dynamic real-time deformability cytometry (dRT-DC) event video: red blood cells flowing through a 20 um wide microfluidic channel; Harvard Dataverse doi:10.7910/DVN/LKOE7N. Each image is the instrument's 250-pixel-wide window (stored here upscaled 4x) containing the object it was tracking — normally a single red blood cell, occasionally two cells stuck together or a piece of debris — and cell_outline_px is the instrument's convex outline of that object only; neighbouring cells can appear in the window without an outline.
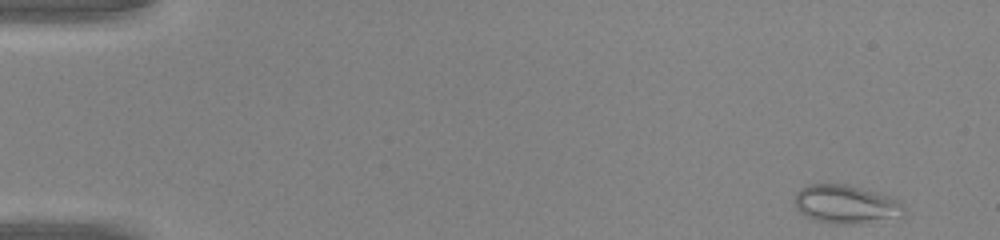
{"species": "common noctule bat (a hibernating species)", "species_latin": "Nyctalus noctula", "temperature_condition": "warm", "stored_images_in_passage": 44, "camera_frame_rate_fps": 3000, "um_per_image_px": 0.085, "animal": {"sex": "male", "body_mass_g": 20.0, "forearm_length_mm": 53.3}, "frame": {"image": 1, "passage_image": 1, "time_ms": 0.0, "image_size_px": [1000, 240], "cell_outline_px": [[904, 212], [900, 216], [860, 224], [836, 224], [816, 220], [804, 216], [796, 208], [792, 200], [796, 192], [800, 188], [808, 184], [848, 184], [888, 196], [900, 200], [904, 208]], "centroid_in_image_um": [71.84, 17.36], "position_along_channel_um": 13.2, "area_um2": 24.68}}
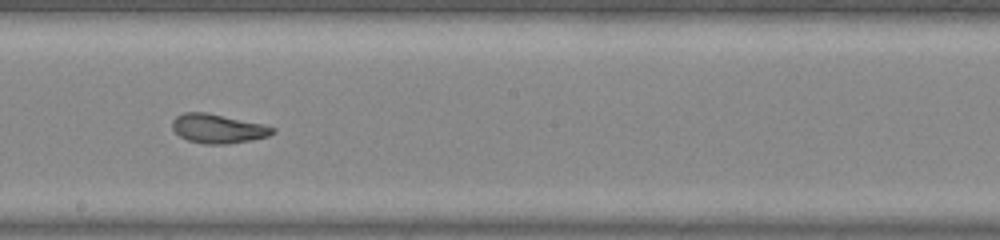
{"frame": {"image": 2, "passage_image": 25, "time_ms": 8.0, "image_size_px": [1000, 240], "cell_outline_px": [[276, 132], [268, 136], [252, 140], [228, 144], [204, 144], [188, 140], [180, 136], [172, 128], [172, 120], [176, 116], [184, 112], [204, 112], [264, 124], [276, 128]], "centroid_in_image_um": [18.54, 10.93], "position_along_channel_um": 229.7, "area_um2": 17.05}}
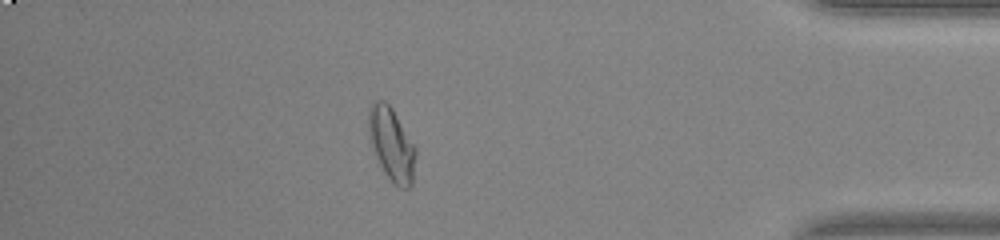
{"frame": {"image": 3, "passage_image": 39, "time_ms": 12.667, "image_size_px": [1000, 240], "cell_outline_px": [[416, 156], [412, 184], [408, 188], [400, 188], [392, 184], [384, 172], [376, 156], [368, 132], [368, 108], [372, 100], [384, 100], [392, 108], [416, 148]], "centroid_in_image_um": [33.28, 12.25], "position_along_channel_um": 401.9, "area_um2": 20.11}}